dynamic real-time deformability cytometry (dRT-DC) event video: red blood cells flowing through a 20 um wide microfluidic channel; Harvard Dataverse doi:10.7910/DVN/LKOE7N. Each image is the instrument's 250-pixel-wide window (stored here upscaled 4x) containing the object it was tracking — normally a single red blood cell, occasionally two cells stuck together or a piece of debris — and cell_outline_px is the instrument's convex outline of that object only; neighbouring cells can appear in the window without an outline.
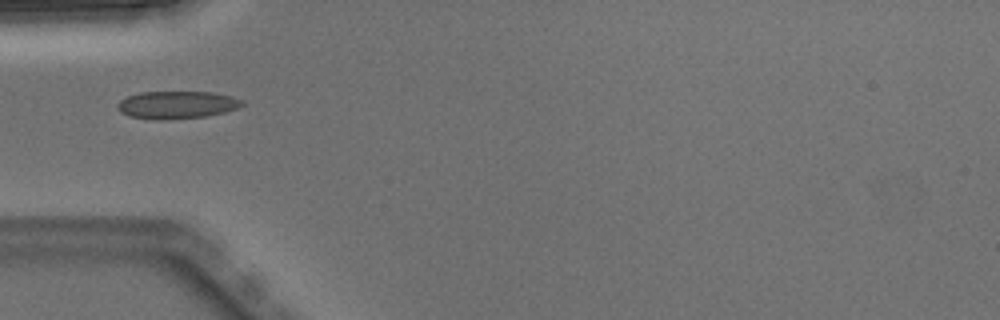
{"species": "Egyptian fruit bat (a non-hibernating species)", "species_latin": "Rousettus aegyptiacus", "temperature_condition": "warm", "stored_images_in_passage": 7, "camera_frame_rate_fps": 3000, "um_per_image_px": 0.085, "animal": {"sex": "male"}, "frame": {"image": 1, "passage_image": 6, "time_ms": 1.667, "image_size_px": [1000, 320], "cell_outline_px": [[244, 104], [236, 108], [224, 112], [204, 116], [164, 120], [156, 120], [128, 116], [120, 112], [116, 108], [116, 104], [120, 100], [128, 96], [140, 92], [212, 92], [232, 96], [244, 100]], "centroid_in_image_um": [15.0, 8.91], "position_along_channel_um": 70.0, "area_um2": 20.11}}